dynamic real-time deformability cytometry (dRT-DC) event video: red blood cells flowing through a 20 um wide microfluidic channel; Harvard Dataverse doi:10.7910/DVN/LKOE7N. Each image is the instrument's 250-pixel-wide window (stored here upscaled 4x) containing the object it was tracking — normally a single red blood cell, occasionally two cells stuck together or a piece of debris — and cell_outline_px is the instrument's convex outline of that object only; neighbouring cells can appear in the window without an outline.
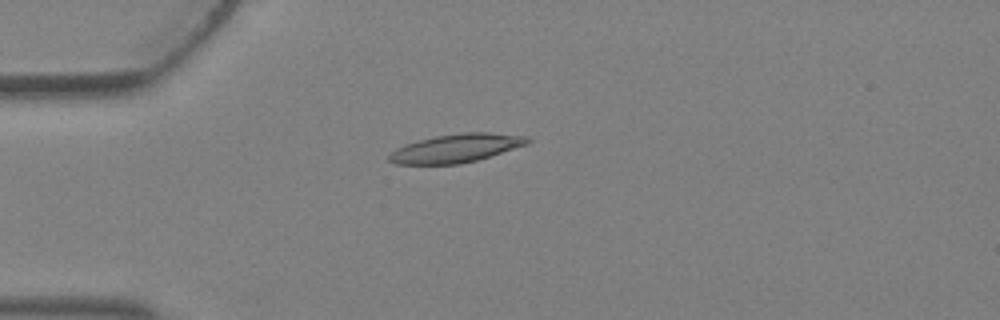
{"species": "Egyptian fruit bat (a non-hibernating species)", "species_latin": "Rousettus aegyptiacus", "temperature_condition": "warm", "stored_images_in_passage": 2, "camera_frame_rate_fps": 3000, "um_per_image_px": 0.085, "animal": {"sex": "female"}, "frame": {"image": 1, "passage_image": 1, "time_ms": 0.0, "image_size_px": [1000, 320], "cell_outline_px": [[532, 140], [528, 144], [476, 160], [460, 164], [396, 164], [388, 160], [388, 156], [396, 148], [420, 140], [436, 136], [464, 132], [488, 132], [528, 136]], "centroid_in_image_um": [38.8, 12.59], "position_along_channel_um": 46.2, "area_um2": 22.72}}